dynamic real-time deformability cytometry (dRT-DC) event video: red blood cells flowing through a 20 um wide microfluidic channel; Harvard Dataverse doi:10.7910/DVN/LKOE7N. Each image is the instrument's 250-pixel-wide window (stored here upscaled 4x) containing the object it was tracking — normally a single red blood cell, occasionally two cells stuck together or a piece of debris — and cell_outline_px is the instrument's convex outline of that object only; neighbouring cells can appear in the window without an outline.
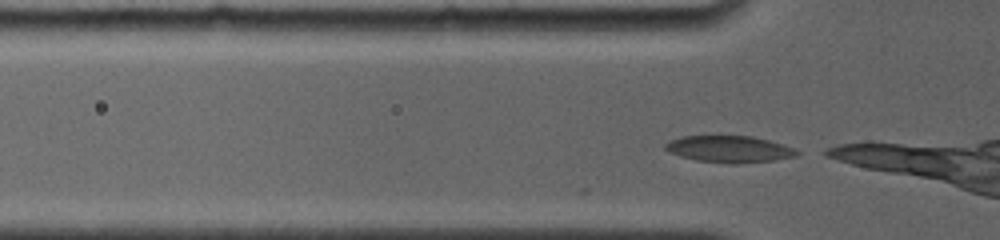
{"species": "common noctule bat (a hibernating species)", "species_latin": "Nyctalus noctula", "temperature_condition": "room temperature", "stored_images_in_passage": 2, "camera_frame_rate_fps": 4000, "um_per_image_px": 0.085, "animal": {"sex": "female", "body_mass_g": 19.0, "forearm_length_mm": 56.7}, "frame": {"image": 1, "passage_image": 2, "time_ms": 0.25, "image_size_px": [1000, 240], "cell_outline_px": [[804, 152], [796, 156], [776, 160], [696, 160], [680, 156], [668, 152], [664, 148], [664, 144], [668, 140], [680, 136], [752, 136], [768, 140], [796, 148]], "centroid_in_image_um": [61.98, 12.61], "position_along_channel_um": 63.8, "area_um2": 19.59}}